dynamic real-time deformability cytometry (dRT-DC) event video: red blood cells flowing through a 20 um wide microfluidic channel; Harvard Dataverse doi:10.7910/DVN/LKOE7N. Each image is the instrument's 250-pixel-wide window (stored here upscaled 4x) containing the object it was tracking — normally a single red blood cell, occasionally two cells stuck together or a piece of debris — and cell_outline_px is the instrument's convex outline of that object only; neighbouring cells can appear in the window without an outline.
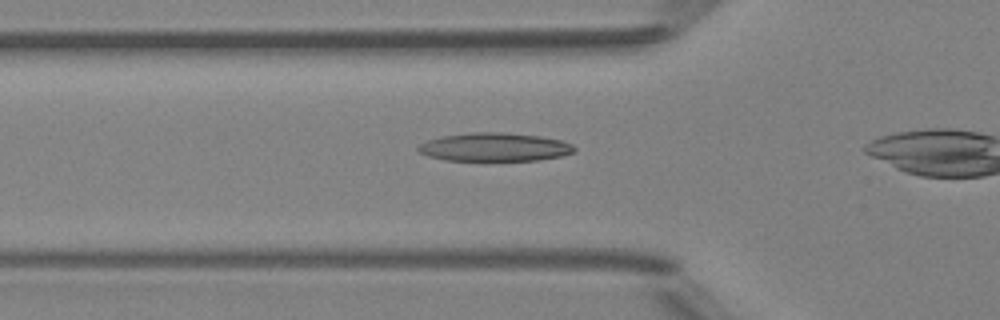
{"species": "Egyptian fruit bat (a non-hibernating species)", "species_latin": "Rousettus aegyptiacus", "temperature_condition": "room temperature", "stored_images_in_passage": 7, "camera_frame_rate_fps": 3000, "um_per_image_px": 0.085, "animal": {"sex": "female"}, "frame": {"image": 1, "passage_image": 5, "time_ms": 1.333, "image_size_px": [1000, 320], "cell_outline_px": [[576, 148], [572, 152], [560, 156], [540, 160], [444, 160], [428, 156], [420, 152], [416, 148], [420, 144], [428, 140], [444, 136], [472, 132], [500, 132], [540, 136], [560, 140], [572, 144]], "centroid_in_image_um": [42.03, 12.5], "position_along_channel_um": 83.8, "area_um2": 25.61}}